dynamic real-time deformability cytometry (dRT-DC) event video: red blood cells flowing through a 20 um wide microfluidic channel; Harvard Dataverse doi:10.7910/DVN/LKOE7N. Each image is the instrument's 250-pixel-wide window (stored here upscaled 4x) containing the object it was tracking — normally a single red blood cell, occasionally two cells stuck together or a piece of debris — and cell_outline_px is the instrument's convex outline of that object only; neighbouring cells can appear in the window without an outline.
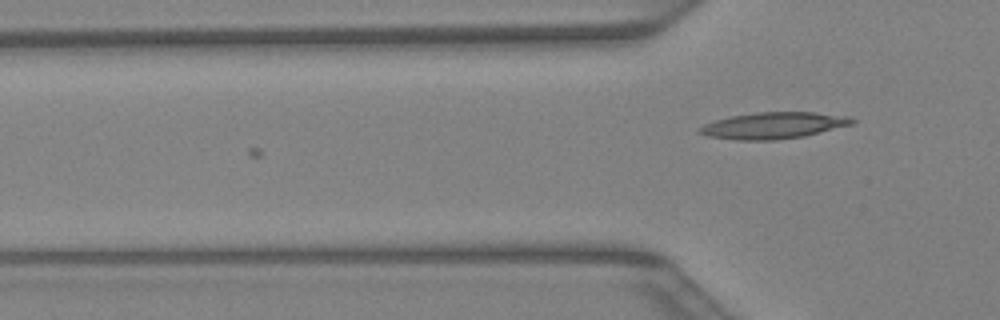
{"species": "Egyptian fruit bat (a non-hibernating species)", "species_latin": "Rousettus aegyptiacus", "temperature_condition": "warm", "stored_images_in_passage": 7, "camera_frame_rate_fps": 3000, "um_per_image_px": 0.085, "animal": {"sex": "female"}, "frame": {"image": 1, "passage_image": 7, "time_ms": 2.0, "image_size_px": [1000, 320], "cell_outline_px": [[856, 120], [852, 124], [804, 136], [776, 140], [736, 140], [708, 136], [696, 132], [696, 128], [704, 124], [716, 120], [732, 116], [756, 112], [816, 112], [852, 116]], "centroid_in_image_um": [65.74, 10.66], "position_along_channel_um": 60.1, "area_um2": 23.64}}